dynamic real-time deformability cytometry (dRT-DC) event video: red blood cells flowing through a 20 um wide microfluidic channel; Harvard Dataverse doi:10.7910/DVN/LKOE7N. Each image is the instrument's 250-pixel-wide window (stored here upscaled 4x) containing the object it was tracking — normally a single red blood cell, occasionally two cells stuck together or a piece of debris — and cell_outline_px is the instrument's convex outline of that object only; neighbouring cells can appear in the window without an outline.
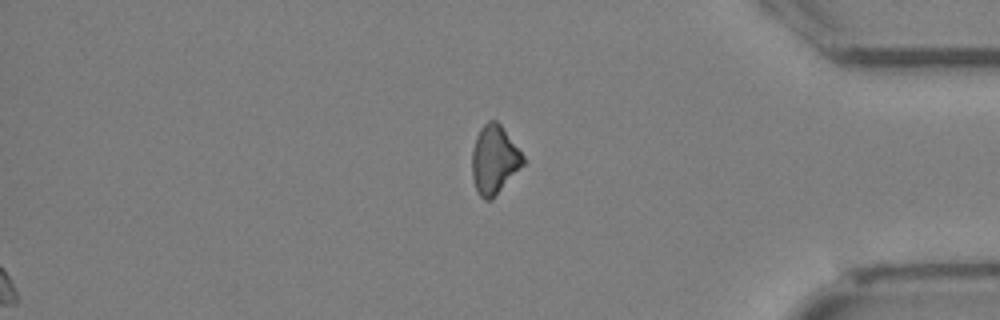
{"species": "Egyptian fruit bat (a non-hibernating species)", "species_latin": "Rousettus aegyptiacus", "temperature_condition": "cold", "stored_images_in_passage": 28, "segment_of_instrument_passage": [2, 2], "camera_frame_rate_fps": 3000, "um_per_image_px": 0.085, "animal": {"sex": "female"}, "frame": {"image": 1, "passage_image": 28, "time_ms": 9.0, "image_size_px": [1000, 320], "cell_outline_px": [[528, 160], [492, 200], [484, 200], [476, 192], [472, 176], [472, 148], [476, 136], [480, 128], [488, 120], [496, 120], [500, 124]], "centroid_in_image_um": [42.02, 13.59], "position_along_channel_um": 393.2, "area_um2": 20.75}}